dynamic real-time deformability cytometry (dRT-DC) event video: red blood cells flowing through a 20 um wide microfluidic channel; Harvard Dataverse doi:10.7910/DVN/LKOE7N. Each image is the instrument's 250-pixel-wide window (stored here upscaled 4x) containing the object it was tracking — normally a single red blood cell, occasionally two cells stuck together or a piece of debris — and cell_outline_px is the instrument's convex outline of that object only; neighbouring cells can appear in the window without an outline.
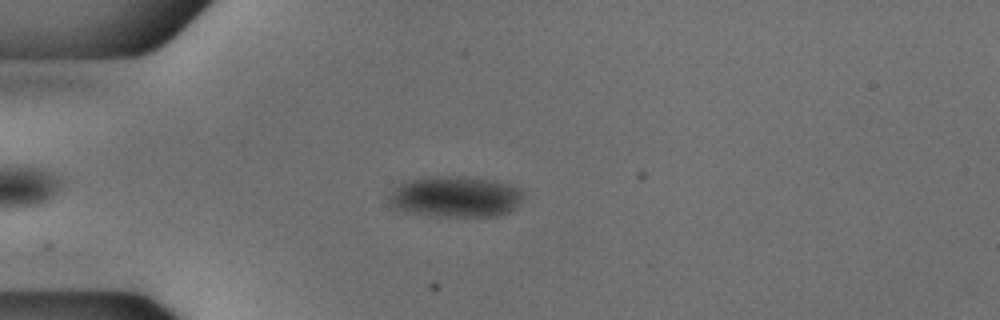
{"species": "common noctule bat (a hibernating species)", "species_latin": "Nyctalus noctula", "temperature_condition": "cold", "stored_images_in_passage": 51, "camera_frame_rate_fps": 3000, "um_per_image_px": 0.085, "animal": {"sex": "male", "body_mass_g": 18.8}, "frame": {"image": 1, "passage_image": 12, "time_ms": 3.667, "image_size_px": [1000, 320], "cell_outline_px": [[524, 196], [520, 204], [508, 212], [500, 216], [440, 216], [404, 212], [396, 208], [388, 200], [388, 192], [396, 184], [404, 180], [428, 176], [460, 176], [496, 180], [520, 188], [524, 192]], "centroid_in_image_um": [38.69, 16.7], "position_along_channel_um": 46.3, "area_um2": 32.77}}
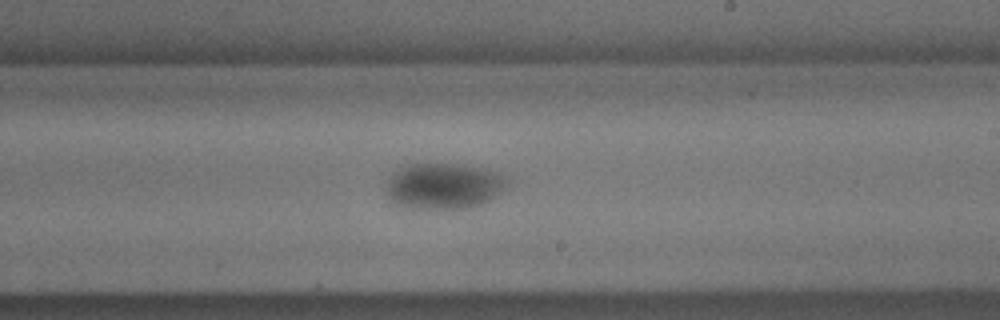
{"frame": {"image": 2, "passage_image": 30, "time_ms": 9.667, "image_size_px": [1000, 320], "cell_outline_px": [[508, 184], [504, 188], [488, 200], [480, 204], [464, 208], [412, 208], [388, 200], [384, 184], [392, 172], [404, 164], [464, 164], [484, 168], [496, 172], [504, 176], [508, 180]], "centroid_in_image_um": [37.64, 15.78], "position_along_channel_um": 251.4, "area_um2": 32.48}}
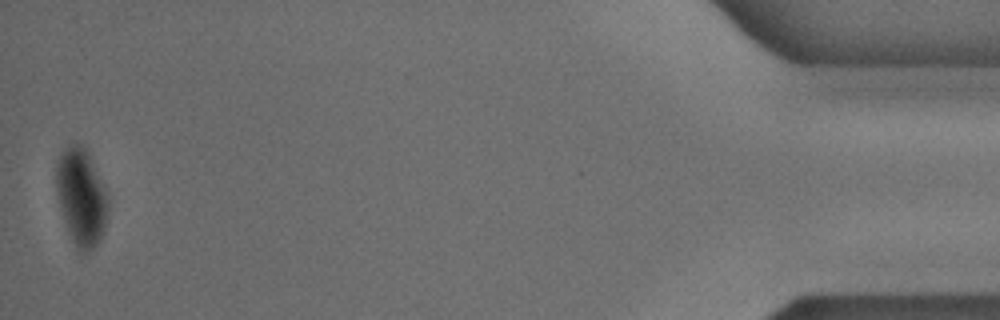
{"frame": {"image": 3, "passage_image": 51, "time_ms": 16.667, "image_size_px": [1000, 320], "cell_outline_px": [[108, 212], [104, 232], [100, 240], [88, 252], [80, 256], [76, 252], [68, 232], [60, 208], [56, 188], [56, 164], [60, 152], [64, 148], [72, 144], [80, 144], [88, 152], [108, 196]], "centroid_in_image_um": [6.9, 16.81], "position_along_channel_um": 428.3, "area_um2": 29.65}}